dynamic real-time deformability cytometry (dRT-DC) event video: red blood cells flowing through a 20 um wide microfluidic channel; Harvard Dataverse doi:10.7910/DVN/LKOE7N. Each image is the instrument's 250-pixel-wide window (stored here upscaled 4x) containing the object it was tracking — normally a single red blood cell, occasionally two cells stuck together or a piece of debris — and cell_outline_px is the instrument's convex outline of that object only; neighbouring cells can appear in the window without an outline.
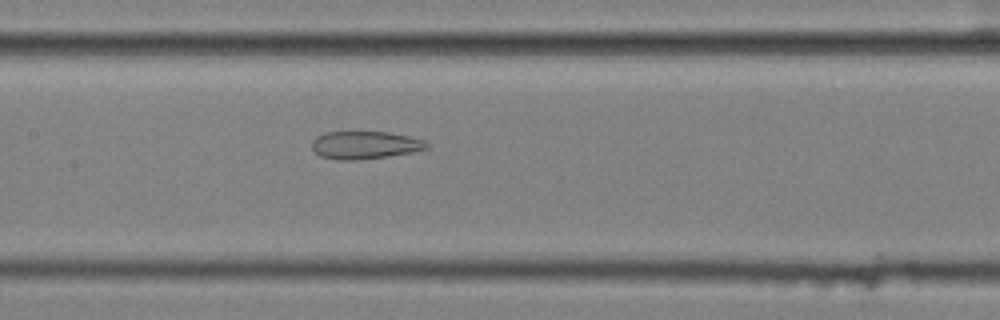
{"species": "common noctule bat (a hibernating species)", "species_latin": "Nyctalus noctula", "temperature_condition": "cold", "stored_images_in_passage": 57, "segment_of_instrument_passage": [2, 2], "camera_frame_rate_fps": 3000, "um_per_image_px": 0.085, "animal": {"sex": "female", "body_mass_g": 25.1}, "frame": {"image": 1, "passage_image": 28, "time_ms": 9.0, "image_size_px": [1000, 320], "cell_outline_px": [[428, 148], [412, 152], [356, 160], [340, 160], [320, 156], [312, 148], [312, 140], [316, 136], [324, 132], [388, 132], [408, 136], [424, 140], [428, 144]], "centroid_in_image_um": [30.99, 12.32], "position_along_channel_um": 176.4, "area_um2": 18.38}}
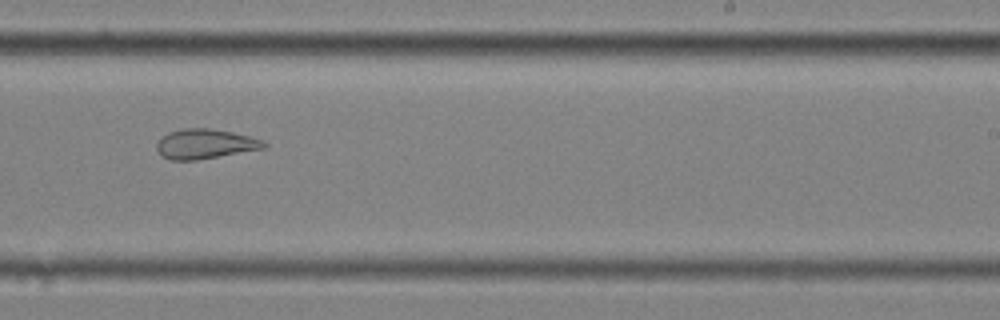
{"frame": {"image": 2, "passage_image": 36, "time_ms": 11.667, "image_size_px": [1000, 320], "cell_outline_px": [[268, 144], [264, 148], [196, 160], [172, 160], [160, 156], [156, 148], [156, 144], [168, 132], [184, 128], [208, 128], [232, 132], [264, 140]], "centroid_in_image_um": [17.41, 12.23], "position_along_channel_um": 271.6, "area_um2": 18.44}}
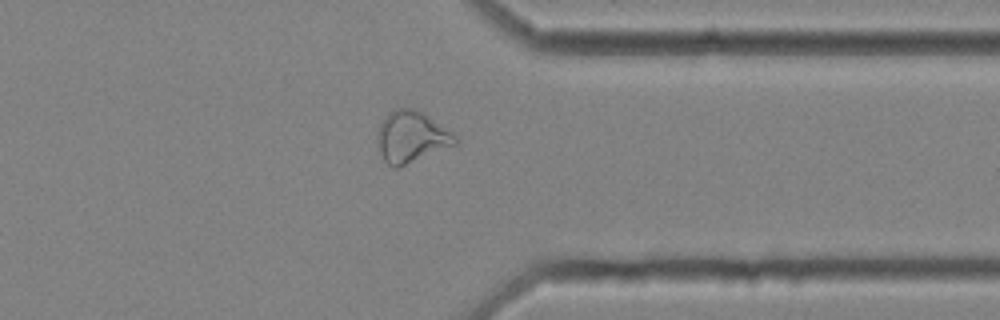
{"frame": {"image": 3, "passage_image": 45, "time_ms": 14.667, "image_size_px": [1000, 320], "cell_outline_px": [[460, 140], [456, 144], [396, 168], [392, 168], [384, 160], [380, 152], [376, 140], [376, 136], [380, 124], [388, 112], [396, 108], [416, 108], [424, 112], [452, 132]], "centroid_in_image_um": [34.96, 11.61], "position_along_channel_um": 376.4, "area_um2": 23.35}}